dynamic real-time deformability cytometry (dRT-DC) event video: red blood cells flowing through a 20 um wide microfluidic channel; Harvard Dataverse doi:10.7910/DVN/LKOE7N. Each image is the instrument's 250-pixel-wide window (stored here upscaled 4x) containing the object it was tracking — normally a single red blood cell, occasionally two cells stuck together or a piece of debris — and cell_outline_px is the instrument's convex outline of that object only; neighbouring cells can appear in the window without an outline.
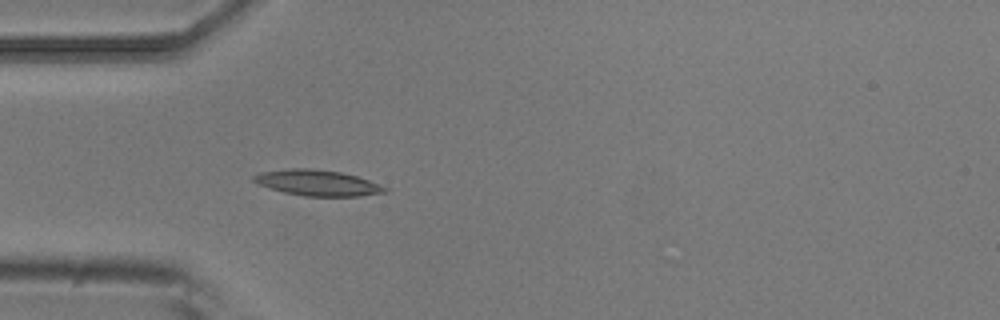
{"species": "common noctule bat (a hibernating species)", "species_latin": "Nyctalus noctula", "temperature_condition": "room temperature", "stored_images_in_passage": 4, "camera_frame_rate_fps": 3000, "um_per_image_px": 0.085, "animal": {"sex": "male", "body_mass_g": 20.5, "forearm_length_mm": 52.5}, "frame": {"image": 1, "passage_image": 4, "time_ms": 1.0, "image_size_px": [1000, 320], "cell_outline_px": [[388, 192], [360, 196], [304, 196], [284, 192], [268, 188], [256, 184], [252, 180], [252, 176], [260, 172], [292, 168], [308, 168], [340, 172], [356, 176], [380, 184], [388, 188]], "centroid_in_image_um": [26.96, 15.55], "position_along_channel_um": 58.0, "area_um2": 19.77}}